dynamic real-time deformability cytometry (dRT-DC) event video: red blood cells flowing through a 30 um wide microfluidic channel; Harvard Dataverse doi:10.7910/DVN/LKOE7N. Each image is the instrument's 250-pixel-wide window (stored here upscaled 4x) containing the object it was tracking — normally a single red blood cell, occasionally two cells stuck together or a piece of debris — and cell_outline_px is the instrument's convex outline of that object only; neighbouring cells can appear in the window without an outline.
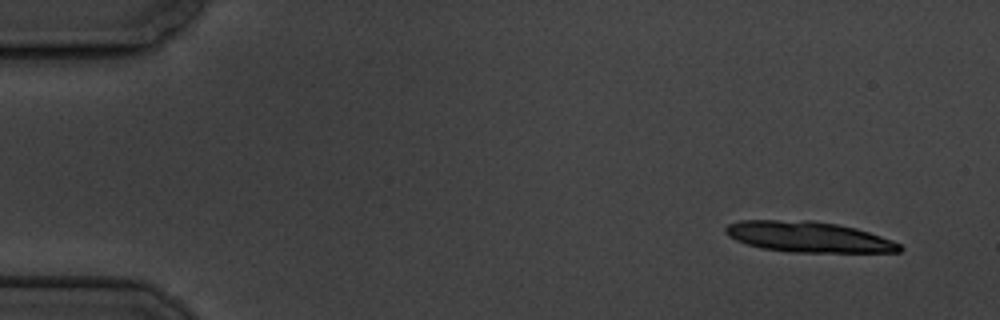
{"species": "common noctule bat (a hibernating species)", "species_latin": "Nyctalus noctula", "temperature_condition": "cold", "stored_images_in_passage": 15, "camera_frame_rate_fps": 3000, "um_per_image_px": 0.085, "animal": {"sex": "male", "body_mass_g": 19.5, "forearm_length_mm": 54.6}, "frame": {"image": 1, "passage_image": 1, "time_ms": 0.0, "image_size_px": [1000, 320], "cell_outline_px": [[904, 248], [900, 252], [792, 252], [760, 248], [736, 240], [728, 236], [724, 232], [724, 228], [728, 224], [740, 220], [812, 220], [836, 224], [856, 228], [892, 240], [900, 244]], "centroid_in_image_um": [68.7, 20.13], "position_along_channel_um": 16.3, "area_um2": 31.15}}
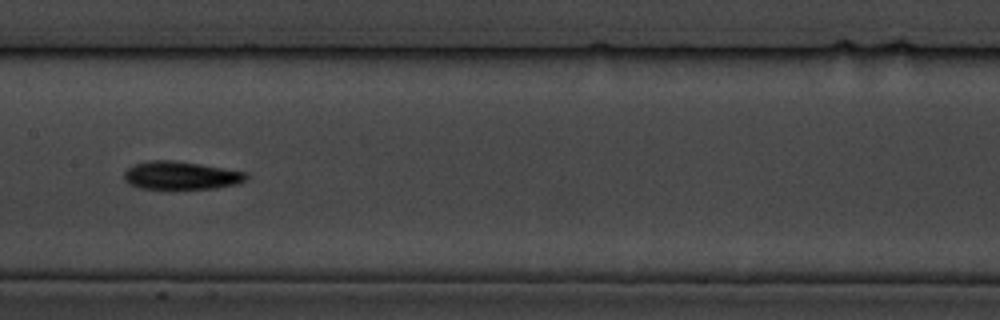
{"frame": {"image": 2, "passage_image": 8, "time_ms": 8.667, "image_size_px": [1000, 320], "cell_outline_px": [[248, 180], [236, 184], [216, 188], [140, 188], [128, 184], [124, 180], [124, 172], [128, 168], [136, 164], [148, 160], [172, 160], [200, 164], [248, 172]], "centroid_in_image_um": [15.4, 14.91], "position_along_channel_um": 192.0, "area_um2": 19.94}}
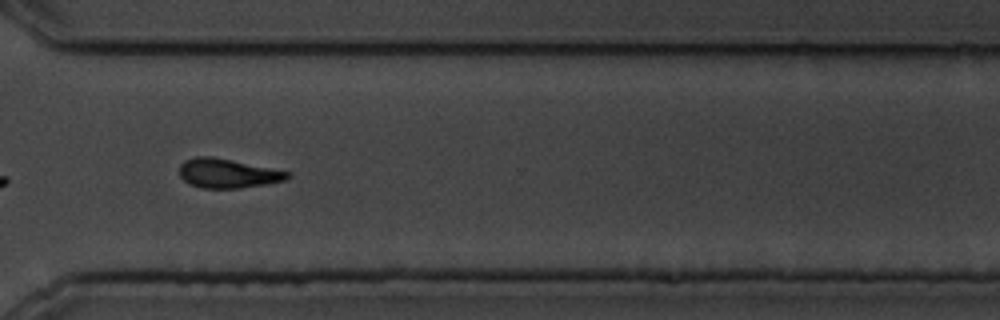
{"frame": {"image": 3, "passage_image": 12, "time_ms": 13.333, "image_size_px": [1000, 320], "cell_outline_px": [[292, 176], [284, 180], [264, 184], [240, 188], [200, 188], [184, 180], [180, 176], [180, 164], [184, 160], [196, 156], [212, 156], [292, 172]], "centroid_in_image_um": [19.36, 14.72], "position_along_channel_um": 351.2, "area_um2": 18.38}}